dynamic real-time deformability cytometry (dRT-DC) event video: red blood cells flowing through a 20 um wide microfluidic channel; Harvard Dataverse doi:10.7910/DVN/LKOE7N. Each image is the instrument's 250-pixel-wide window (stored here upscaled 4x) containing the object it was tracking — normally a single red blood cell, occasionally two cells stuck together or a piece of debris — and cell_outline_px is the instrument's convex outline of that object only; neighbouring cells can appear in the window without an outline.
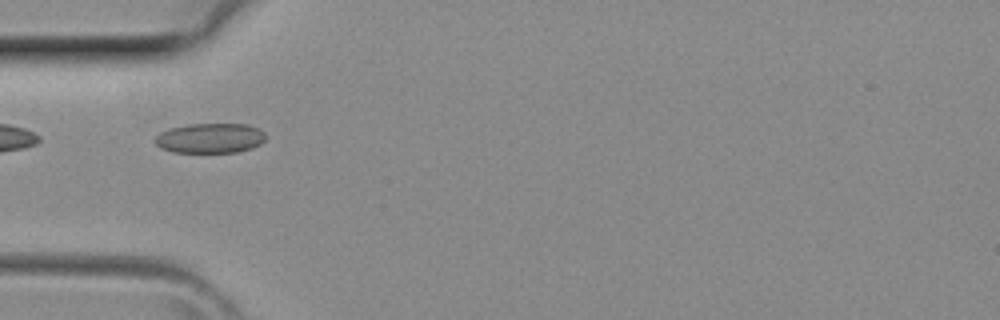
{"species": "common noctule bat (a hibernating species)", "species_latin": "Nyctalus noctula", "temperature_condition": "room temperature", "stored_images_in_passage": 1, "camera_frame_rate_fps": 3000, "um_per_image_px": 0.085, "animal": {"sex": "female", "body_mass_g": 29.2, "forearm_length_mm": 56.3}, "frame": {"image": 1, "passage_image": 1, "time_ms": 0.0, "image_size_px": [1000, 320], "cell_outline_px": [[264, 140], [260, 144], [252, 148], [236, 152], [172, 152], [160, 148], [152, 140], [160, 132], [168, 128], [188, 124], [248, 124], [260, 128], [264, 132]], "centroid_in_image_um": [17.83, 11.73], "position_along_channel_um": 67.2, "area_um2": 19.48}}